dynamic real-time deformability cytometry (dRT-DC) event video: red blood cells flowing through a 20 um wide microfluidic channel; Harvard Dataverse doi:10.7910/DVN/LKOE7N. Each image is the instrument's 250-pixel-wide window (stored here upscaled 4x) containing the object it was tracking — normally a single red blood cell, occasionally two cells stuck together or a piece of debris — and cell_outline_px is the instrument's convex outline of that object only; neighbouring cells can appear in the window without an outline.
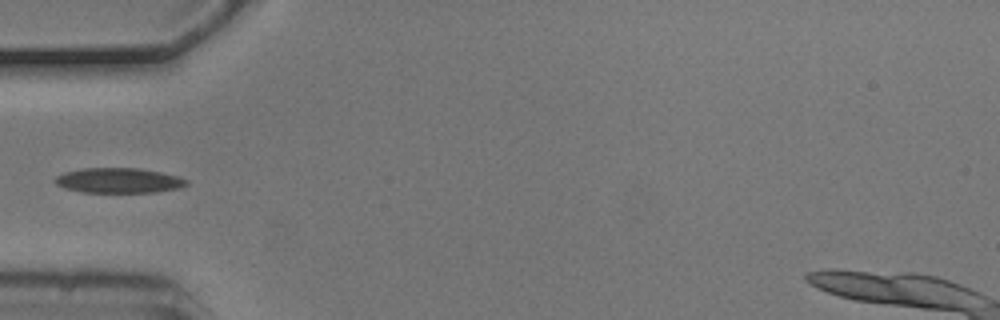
{"species": "common noctule bat (a hibernating species)", "species_latin": "Nyctalus noctula", "temperature_condition": "cold", "stored_images_in_passage": 6, "camera_frame_rate_fps": 3000, "um_per_image_px": 0.085, "animal": {"sex": "male", "body_mass_g": 20.5, "forearm_length_mm": 52.5}, "frame": {"image": 1, "passage_image": 5, "time_ms": 1.333, "image_size_px": [1000, 320], "cell_outline_px": [[188, 184], [180, 188], [152, 192], [80, 192], [64, 188], [56, 184], [52, 180], [56, 176], [64, 172], [84, 168], [140, 168], [160, 172], [176, 176], [188, 180]], "centroid_in_image_um": [10.05, 15.34], "position_along_channel_um": 75.0, "area_um2": 19.19}}